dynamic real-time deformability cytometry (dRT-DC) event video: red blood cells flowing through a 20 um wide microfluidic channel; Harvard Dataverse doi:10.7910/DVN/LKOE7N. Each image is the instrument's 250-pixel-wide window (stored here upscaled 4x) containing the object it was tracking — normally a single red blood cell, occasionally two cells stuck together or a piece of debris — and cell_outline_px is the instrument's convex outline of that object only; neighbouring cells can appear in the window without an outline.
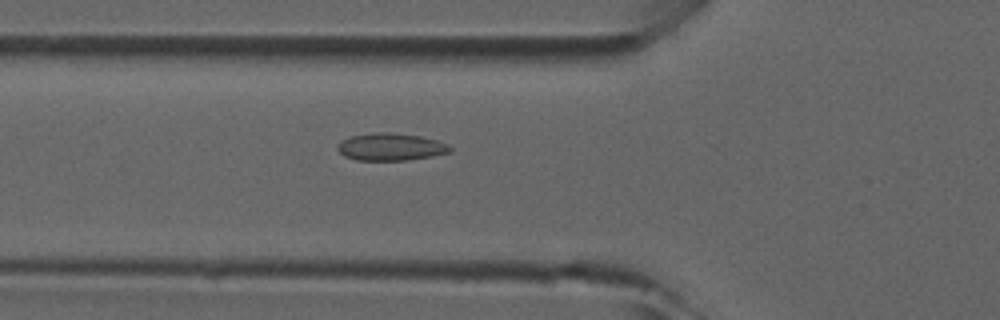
{"species": "common noctule bat (a hibernating species)", "species_latin": "Nyctalus noctula", "temperature_condition": "room temperature", "stored_images_in_passage": 38, "camera_frame_rate_fps": 3000, "um_per_image_px": 0.085, "animal": {"sex": "male", "forearm_length_mm": 52.5}, "frame": {"image": 1, "passage_image": 6, "time_ms": 1.667, "image_size_px": [1000, 320], "cell_outline_px": [[452, 152], [432, 156], [408, 160], [356, 160], [344, 156], [336, 148], [336, 144], [340, 140], [348, 136], [372, 132], [388, 132], [420, 136], [436, 140], [448, 144], [452, 148]], "centroid_in_image_um": [33.17, 12.48], "position_along_channel_um": 92.6, "area_um2": 18.21}}